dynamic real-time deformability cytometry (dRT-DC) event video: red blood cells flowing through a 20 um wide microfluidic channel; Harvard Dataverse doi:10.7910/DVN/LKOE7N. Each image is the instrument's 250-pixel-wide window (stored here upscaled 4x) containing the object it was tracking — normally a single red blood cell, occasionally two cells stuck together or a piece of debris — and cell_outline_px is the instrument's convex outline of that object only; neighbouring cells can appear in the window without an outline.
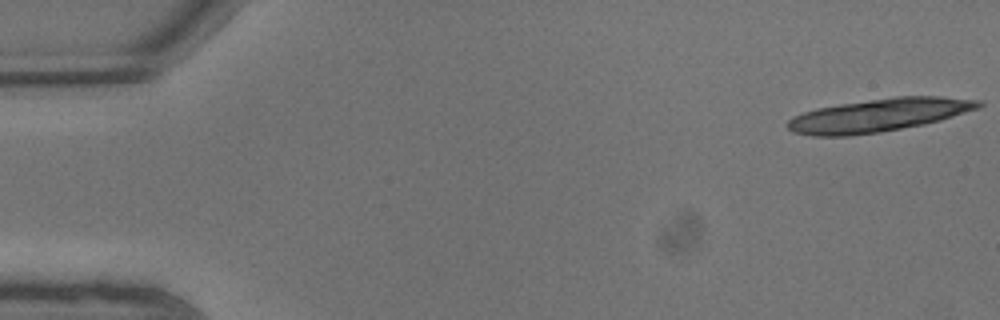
{"species": "common noctule bat (a hibernating species)", "species_latin": "Nyctalus noctula", "temperature_condition": "warm", "stored_images_in_passage": 7, "camera_frame_rate_fps": 3000, "um_per_image_px": 0.085, "animal": {"sex": "male", "body_mass_g": 13.3}, "frame": {"image": 1, "passage_image": 1, "time_ms": 0.0, "image_size_px": [1000, 320], "cell_outline_px": [[984, 104], [980, 108], [940, 120], [924, 124], [880, 132], [848, 136], [812, 136], [792, 132], [788, 128], [788, 120], [804, 112], [816, 108], [840, 104], [896, 96], [940, 96], [980, 100]], "centroid_in_image_um": [74.72, 9.79], "position_along_channel_um": 10.3, "area_um2": 36.7}}